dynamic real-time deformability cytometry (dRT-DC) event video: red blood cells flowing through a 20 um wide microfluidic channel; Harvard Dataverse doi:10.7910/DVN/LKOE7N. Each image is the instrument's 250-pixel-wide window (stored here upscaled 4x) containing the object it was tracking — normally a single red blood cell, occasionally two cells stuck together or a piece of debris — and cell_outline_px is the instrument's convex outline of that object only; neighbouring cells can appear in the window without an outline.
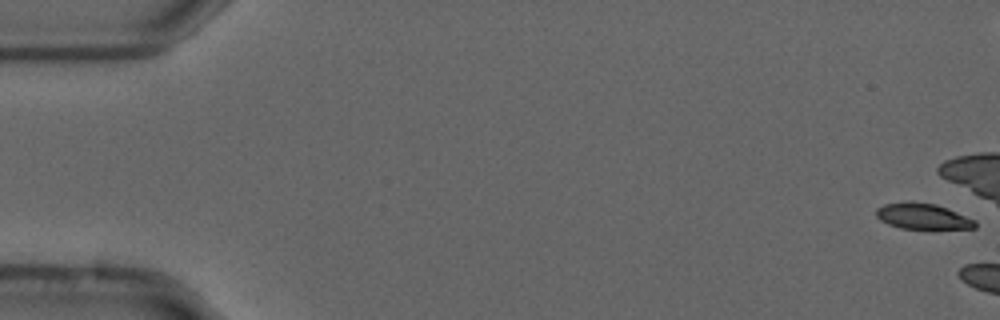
{"species": "common noctule bat (a hibernating species)", "species_latin": "Nyctalus noctula", "temperature_condition": "cold", "stored_images_in_passage": 9, "camera_frame_rate_fps": 3000, "um_per_image_px": 0.085, "animal": {"sex": "male", "forearm_length_mm": 52.5}, "frame": {"image": 1, "passage_image": 1, "time_ms": 0.0, "image_size_px": [1000, 320], "cell_outline_px": [[976, 228], [900, 228], [888, 224], [880, 220], [876, 216], [876, 208], [884, 204], [912, 200], [936, 204], [976, 220]], "centroid_in_image_um": [78.39, 18.36], "position_along_channel_um": 6.6, "area_um2": 14.85}}